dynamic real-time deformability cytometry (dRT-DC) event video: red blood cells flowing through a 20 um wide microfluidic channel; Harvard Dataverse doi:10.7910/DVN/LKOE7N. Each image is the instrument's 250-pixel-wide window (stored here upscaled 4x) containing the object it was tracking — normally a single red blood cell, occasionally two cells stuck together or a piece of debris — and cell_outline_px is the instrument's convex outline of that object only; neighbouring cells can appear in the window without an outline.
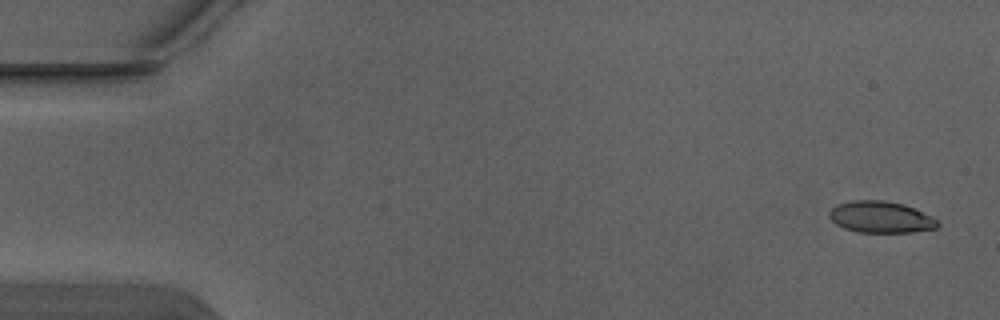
{"species": "Egyptian fruit bat (a non-hibernating species)", "species_latin": "Rousettus aegyptiacus", "temperature_condition": "warm", "stored_images_in_passage": 3, "camera_frame_rate_fps": 3000, "um_per_image_px": 0.085, "animal": {"sex": "male"}, "frame": {"image": 1, "passage_image": 1, "time_ms": 0.0, "image_size_px": [1000, 320], "cell_outline_px": [[940, 224], [936, 228], [912, 232], [856, 232], [844, 228], [836, 224], [828, 216], [828, 212], [836, 204], [852, 200], [884, 200], [904, 204], [932, 216]], "centroid_in_image_um": [74.84, 18.44], "position_along_channel_um": 10.2, "area_um2": 20.0}}